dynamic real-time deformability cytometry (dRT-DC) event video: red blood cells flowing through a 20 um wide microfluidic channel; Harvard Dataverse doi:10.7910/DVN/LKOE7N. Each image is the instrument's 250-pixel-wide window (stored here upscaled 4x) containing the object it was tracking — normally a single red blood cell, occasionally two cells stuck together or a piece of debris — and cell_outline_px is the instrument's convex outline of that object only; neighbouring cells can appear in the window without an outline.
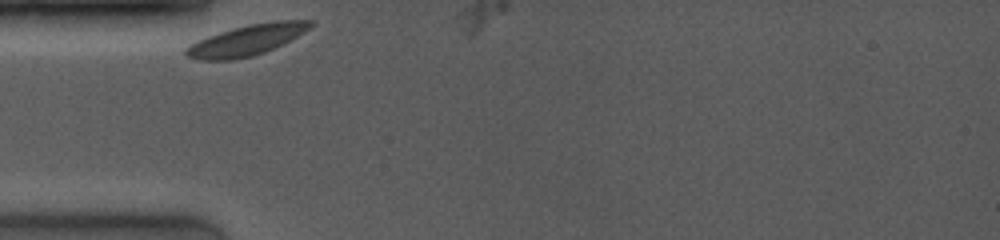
{"species": "common noctule bat (a hibernating species)", "species_latin": "Nyctalus noctula", "temperature_condition": "room temperature", "stored_images_in_passage": 2, "camera_frame_rate_fps": 4000, "um_per_image_px": 0.085, "animal": {"sex": "female", "body_mass_g": 19.0, "forearm_length_mm": 53.3}, "frame": {"image": 1, "passage_image": 1, "time_ms": 0.0, "image_size_px": [1000, 240], "cell_outline_px": [[312, 24], [304, 32], [264, 52], [252, 56], [232, 60], [196, 60], [188, 56], [184, 52], [184, 48], [208, 36], [232, 28], [248, 24], [272, 20], [312, 20]], "centroid_in_image_um": [20.93, 3.4], "position_along_channel_um": 64.1, "area_um2": 21.91}}